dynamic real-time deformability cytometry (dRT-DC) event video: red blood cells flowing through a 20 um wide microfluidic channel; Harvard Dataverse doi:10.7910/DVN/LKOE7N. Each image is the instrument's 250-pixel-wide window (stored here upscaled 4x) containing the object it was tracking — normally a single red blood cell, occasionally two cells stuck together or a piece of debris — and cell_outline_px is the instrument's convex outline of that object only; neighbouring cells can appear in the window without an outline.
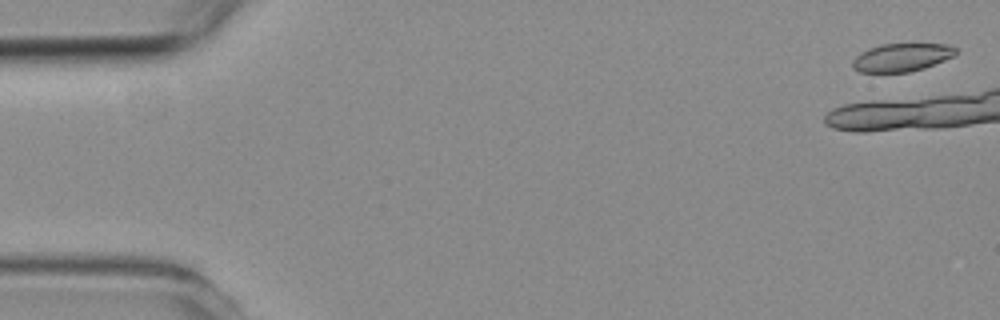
{"species": "common noctule bat (a hibernating species)", "species_latin": "Nyctalus noctula", "temperature_condition": "room temperature", "stored_images_in_passage": 8, "camera_frame_rate_fps": 3000, "um_per_image_px": 0.085, "animal": {"sex": "female", "body_mass_g": 19.3, "forearm_length_mm": 54.1}, "frame": {"image": 1, "passage_image": 1, "time_ms": 0.0, "image_size_px": [1000, 320], "cell_outline_px": [[956, 52], [952, 56], [944, 60], [924, 68], [908, 72], [860, 72], [852, 68], [852, 60], [860, 52], [868, 48], [884, 44], [944, 44], [956, 48]], "centroid_in_image_um": [76.59, 4.88], "position_along_channel_um": 8.4, "area_um2": 16.76}}
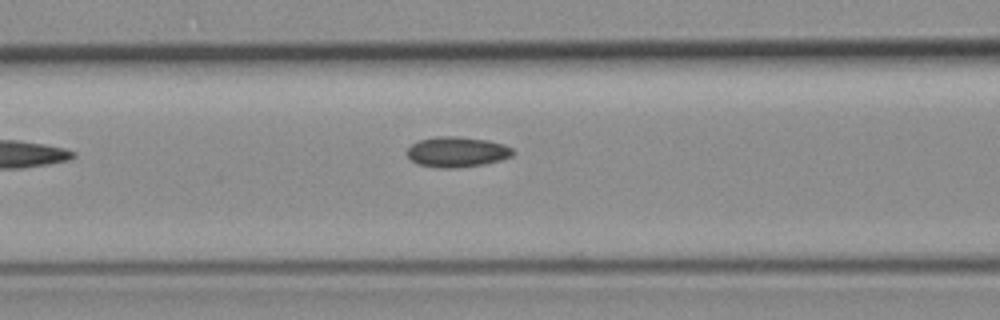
{"frame": {"image": 2, "passage_image": 8, "time_ms": 8.0, "image_size_px": [1000, 320], "cell_outline_px": [[516, 152], [512, 156], [500, 160], [484, 164], [456, 168], [436, 168], [416, 164], [408, 156], [408, 148], [412, 144], [420, 140], [436, 136], [456, 136], [488, 140], [504, 144], [512, 148]], "centroid_in_image_um": [38.86, 12.92], "position_along_channel_um": 127.7, "area_um2": 18.84}}